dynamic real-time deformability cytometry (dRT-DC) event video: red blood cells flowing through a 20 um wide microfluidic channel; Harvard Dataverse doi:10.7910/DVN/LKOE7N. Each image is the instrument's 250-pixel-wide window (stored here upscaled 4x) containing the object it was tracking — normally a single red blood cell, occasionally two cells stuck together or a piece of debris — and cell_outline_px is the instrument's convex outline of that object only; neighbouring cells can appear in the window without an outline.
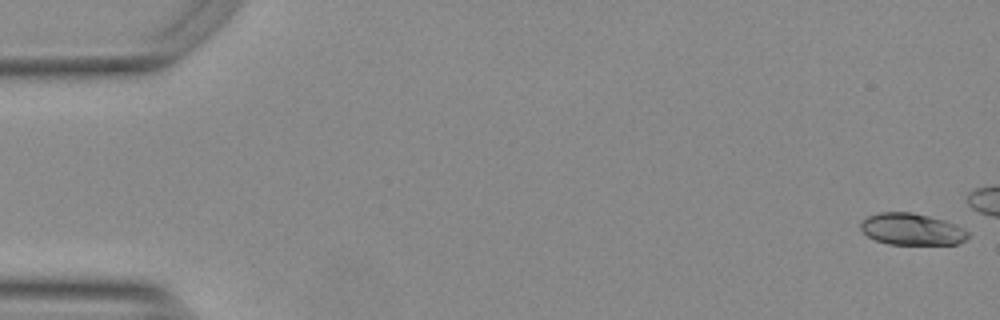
{"species": "Egyptian fruit bat (a non-hibernating species)", "species_latin": "Rousettus aegyptiacus", "temperature_condition": "warm", "stored_images_in_passage": 20, "camera_frame_rate_fps": 3000, "um_per_image_px": 0.085, "animal": {"sex": "female"}, "frame": {"image": 1, "passage_image": 1, "time_ms": 0.0, "image_size_px": [1000, 320], "cell_outline_px": [[968, 236], [964, 240], [956, 244], [888, 244], [876, 240], [868, 236], [860, 228], [860, 224], [868, 216], [880, 212], [912, 212], [944, 220], [956, 224], [968, 232]], "centroid_in_image_um": [77.5, 19.48], "position_along_channel_um": 7.5, "area_um2": 19.65}}
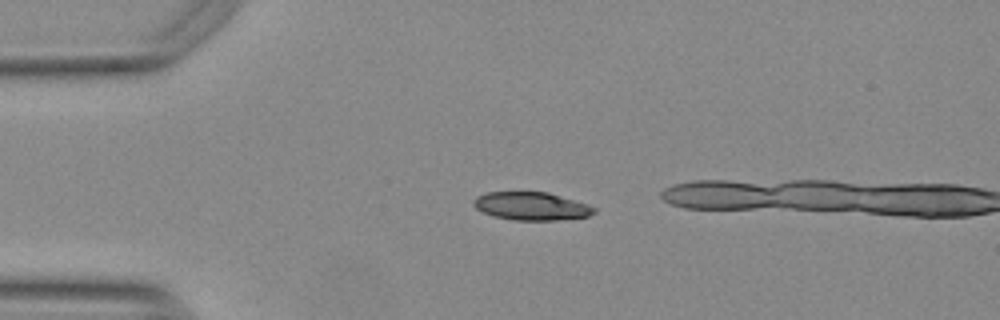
{"frame": {"image": 2, "passage_image": 13, "time_ms": 4.0, "image_size_px": [1000, 320], "cell_outline_px": [[596, 212], [588, 216], [560, 220], [512, 220], [492, 216], [476, 208], [472, 204], [472, 200], [476, 196], [488, 192], [548, 192], [588, 204], [596, 208]], "centroid_in_image_um": [45.16, 17.52], "position_along_channel_um": 39.8, "area_um2": 19.83}}
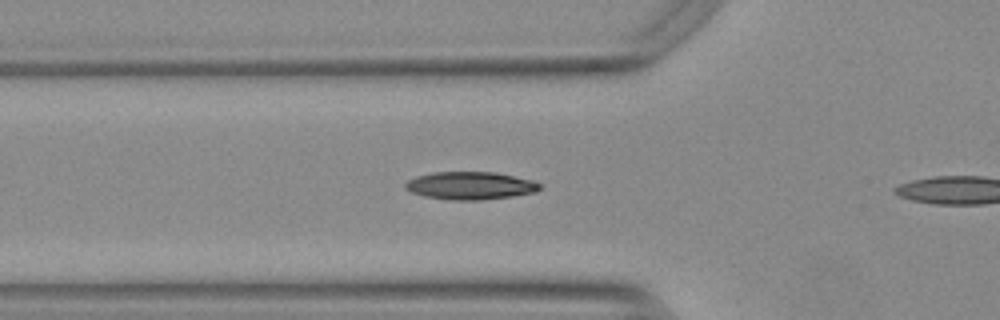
{"frame": {"image": 3, "passage_image": 19, "time_ms": 6.0, "image_size_px": [1000, 320], "cell_outline_px": [[544, 184], [536, 192], [512, 196], [480, 200], [448, 200], [424, 196], [412, 192], [404, 188], [404, 184], [408, 180], [416, 176], [432, 172], [496, 172], [532, 180]], "centroid_in_image_um": [39.98, 15.78], "position_along_channel_um": 85.8, "area_um2": 21.91}}